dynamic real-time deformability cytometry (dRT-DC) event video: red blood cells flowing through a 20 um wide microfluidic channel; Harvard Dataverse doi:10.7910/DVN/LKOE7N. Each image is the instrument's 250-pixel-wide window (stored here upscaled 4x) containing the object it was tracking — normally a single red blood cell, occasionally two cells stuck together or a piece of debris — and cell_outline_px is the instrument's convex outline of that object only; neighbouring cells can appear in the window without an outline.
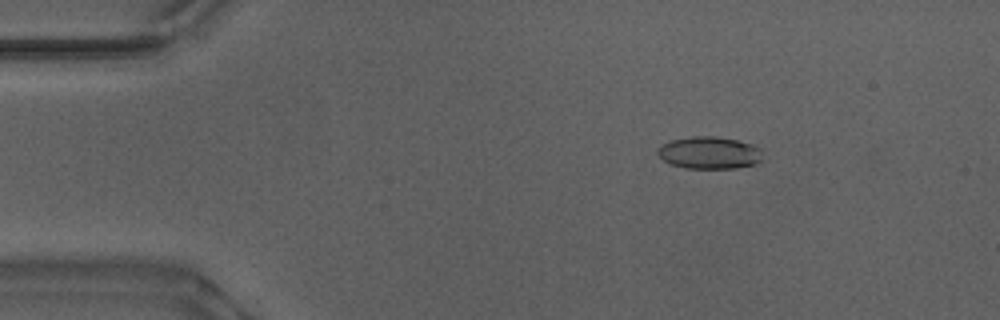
{"species": "Egyptian fruit bat (a non-hibernating species)", "species_latin": "Rousettus aegyptiacus", "temperature_condition": "warm", "stored_images_in_passage": 53, "camera_frame_rate_fps": 3000, "um_per_image_px": 0.085, "animal": {"sex": "male"}, "frame": {"image": 1, "passage_image": 8, "time_ms": 2.333, "image_size_px": [1000, 320], "cell_outline_px": [[760, 160], [756, 164], [736, 168], [684, 168], [672, 164], [664, 160], [656, 152], [656, 148], [660, 144], [672, 140], [692, 136], [716, 136], [736, 140], [752, 144], [760, 148]], "centroid_in_image_um": [60.26, 12.98], "position_along_channel_um": 24.7, "area_um2": 19.71}}
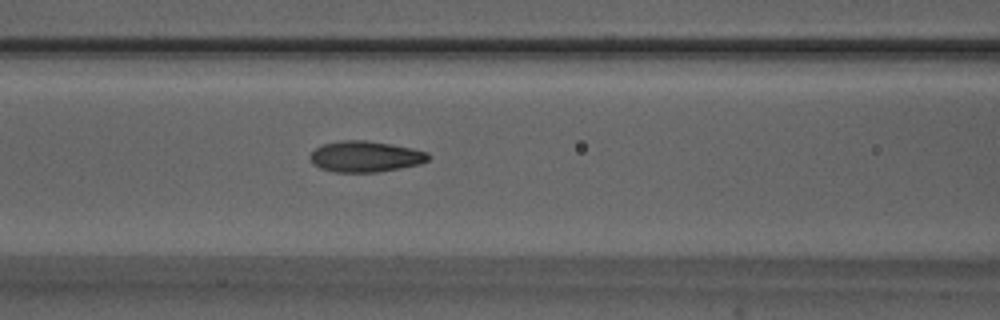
{"frame": {"image": 2, "passage_image": 22, "time_ms": 7.0, "image_size_px": [1000, 320], "cell_outline_px": [[432, 156], [428, 160], [420, 164], [400, 168], [376, 172], [336, 172], [320, 168], [312, 164], [308, 156], [316, 148], [324, 144], [340, 140], [364, 140], [392, 144], [412, 148], [428, 152]], "centroid_in_image_um": [31.06, 13.3], "position_along_channel_um": 135.5, "area_um2": 21.44}}
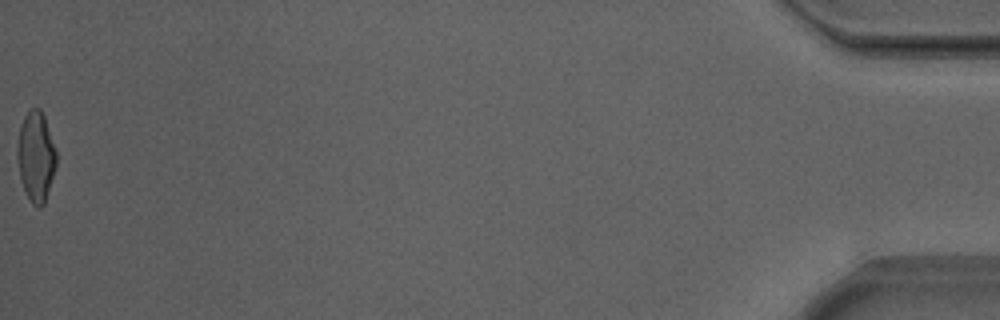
{"frame": {"image": 3, "passage_image": 53, "time_ms": 17.333, "image_size_px": [1000, 320], "cell_outline_px": [[56, 168], [44, 204], [40, 208], [32, 204], [20, 180], [16, 156], [16, 148], [20, 124], [28, 108], [40, 108], [44, 116], [56, 148]], "centroid_in_image_um": [3.04, 13.27], "position_along_channel_um": 432.2, "area_um2": 20.81}, "authors_computed_cell_mechanics": {"area_um2": 20.5768, "velocity_mm_per_s": 3.8919, "shape_relaxation_time_tau1_ms": 4.1316, "shape_relaxation_time_tau2_ms": 1.2469, "deformation_change_tau1": 0.1567, "deformation_change_tau2": 0.0746}}